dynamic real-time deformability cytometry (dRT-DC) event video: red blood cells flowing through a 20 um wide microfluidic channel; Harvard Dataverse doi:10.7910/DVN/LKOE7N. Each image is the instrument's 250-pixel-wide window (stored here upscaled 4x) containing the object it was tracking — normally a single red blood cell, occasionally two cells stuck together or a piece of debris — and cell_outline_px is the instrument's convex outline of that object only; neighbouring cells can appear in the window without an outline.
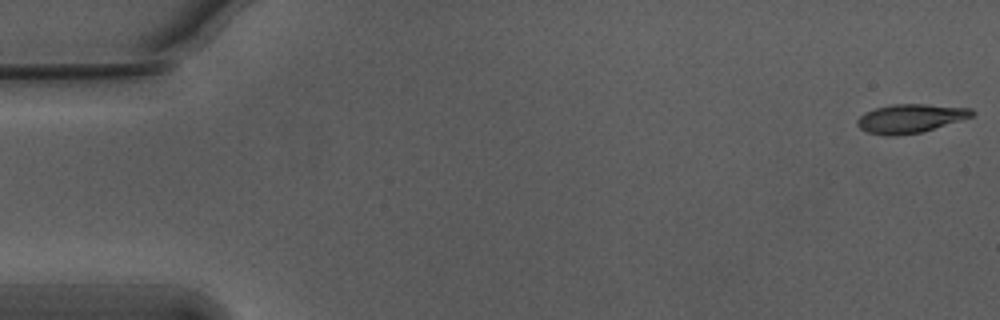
{"species": "Egyptian fruit bat (a non-hibernating species)", "species_latin": "Rousettus aegyptiacus", "temperature_condition": "warm", "stored_images_in_passage": 55, "camera_frame_rate_fps": 3000, "um_per_image_px": 0.085, "animal": {"sex": "male"}, "frame": {"image": 1, "passage_image": 1, "time_ms": 0.0, "image_size_px": [1000, 320], "cell_outline_px": [[976, 112], [972, 116], [960, 120], [920, 132], [896, 136], [888, 136], [868, 132], [860, 128], [856, 124], [856, 120], [864, 112], [876, 108], [896, 104], [924, 104], [972, 108]], "centroid_in_image_um": [77.36, 10.06], "position_along_channel_um": 7.6, "area_um2": 19.02}}
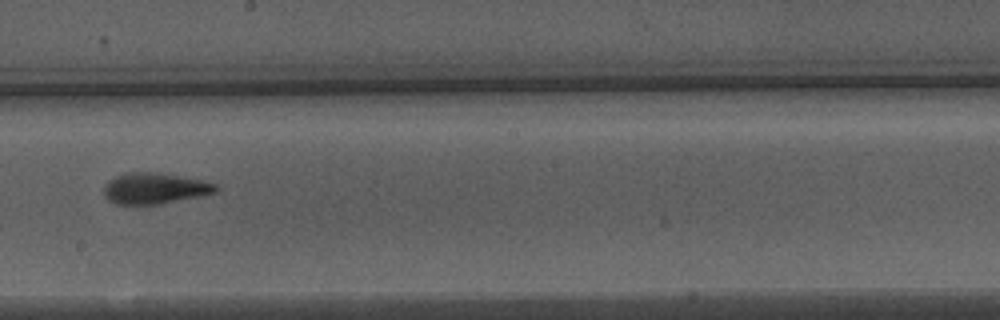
{"frame": {"image": 2, "passage_image": 31, "time_ms": 10.0, "image_size_px": [1000, 320], "cell_outline_px": [[220, 188], [216, 192], [200, 196], [160, 204], [116, 204], [108, 200], [104, 196], [104, 184], [108, 180], [116, 176], [128, 172], [148, 172], [176, 176], [200, 180], [216, 184]], "centroid_in_image_um": [13.11, 16.02], "position_along_channel_um": 235.1, "area_um2": 20.0}}
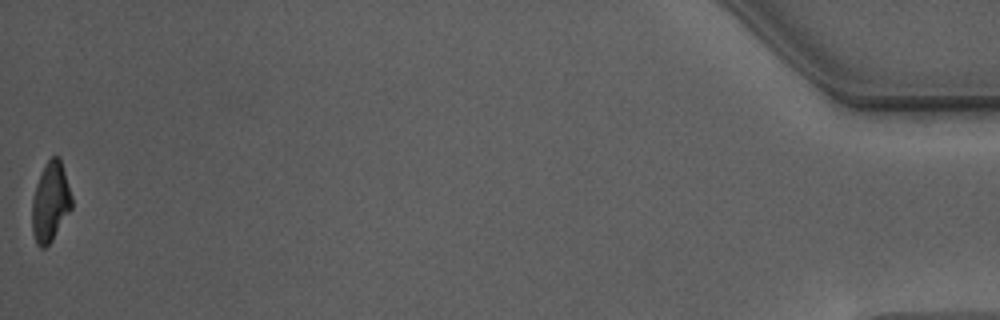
{"frame": {"image": 3, "passage_image": 55, "time_ms": 18.0, "image_size_px": [1000, 320], "cell_outline_px": [[72, 208], [52, 240], [44, 248], [40, 248], [36, 244], [32, 232], [32, 200], [36, 184], [48, 160], [52, 156], [60, 156], [72, 196]], "centroid_in_image_um": [4.29, 17.18], "position_along_channel_um": 430.9, "area_um2": 18.32}, "authors_computed_cell_mechanics": {"area_um2": 19.8832, "velocity_mm_per_s": 3.751, "shape_relaxation_time_tau1_ms": 4.1551, "shape_relaxation_time_tau2_ms": 2.4738, "deformation_change_tau1": 0.2028, "deformation_change_tau2": 0.0986}}